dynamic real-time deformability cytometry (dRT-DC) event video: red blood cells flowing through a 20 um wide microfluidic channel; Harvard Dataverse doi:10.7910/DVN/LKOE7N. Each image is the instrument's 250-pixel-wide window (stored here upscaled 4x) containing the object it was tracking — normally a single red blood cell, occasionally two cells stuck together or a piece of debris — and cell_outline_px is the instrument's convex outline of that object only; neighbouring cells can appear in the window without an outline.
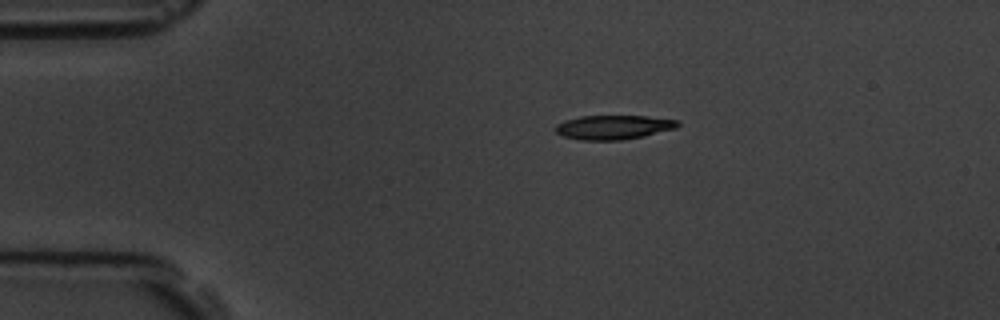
{"species": "common noctule bat (a hibernating species)", "species_latin": "Nyctalus noctula", "temperature_condition": "room temperature", "stored_images_in_passage": 9, "camera_frame_rate_fps": 3000, "um_per_image_px": 0.085, "animal": {"sex": "male", "body_mass_g": 19.5, "forearm_length_mm": 54.6}, "frame": {"image": 1, "passage_image": 1, "time_ms": 0.0, "image_size_px": [1000, 320], "cell_outline_px": [[680, 124], [676, 128], [644, 136], [620, 140], [580, 140], [564, 136], [556, 132], [556, 124], [564, 120], [580, 116], [648, 116], [680, 120]], "centroid_in_image_um": [52.17, 10.81], "position_along_channel_um": 32.8, "area_um2": 17.28}}
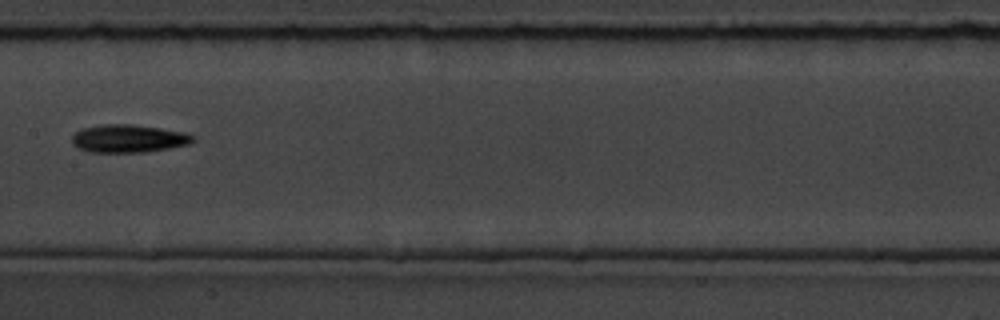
{"frame": {"image": 2, "passage_image": 6, "time_ms": 5.667, "image_size_px": [1000, 320], "cell_outline_px": [[196, 140], [188, 144], [168, 148], [144, 152], [88, 152], [76, 148], [72, 144], [72, 136], [80, 128], [104, 124], [132, 124], [160, 128], [184, 132], [192, 136]], "centroid_in_image_um": [10.86, 11.77], "position_along_channel_um": 196.5, "area_um2": 19.71}}
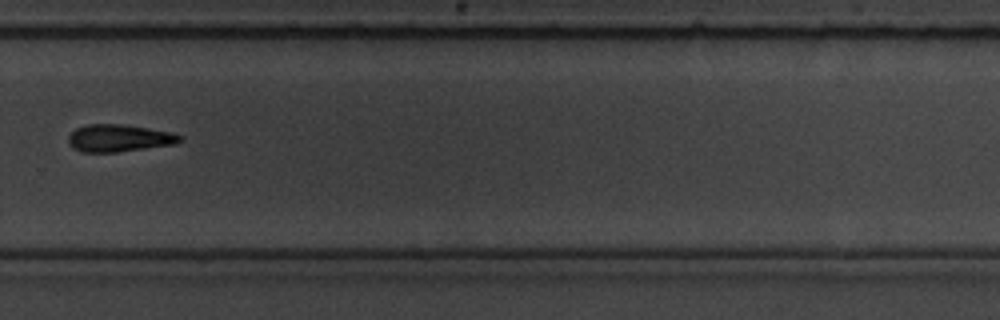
{"frame": {"image": 3, "passage_image": 9, "time_ms": 9.0, "image_size_px": [1000, 320], "cell_outline_px": [[184, 140], [176, 144], [116, 152], [80, 152], [72, 148], [68, 144], [68, 136], [76, 128], [88, 124], [120, 124], [148, 128], [172, 132], [184, 136]], "centroid_in_image_um": [10.13, 11.74], "position_along_channel_um": 319.7, "area_um2": 17.92}}